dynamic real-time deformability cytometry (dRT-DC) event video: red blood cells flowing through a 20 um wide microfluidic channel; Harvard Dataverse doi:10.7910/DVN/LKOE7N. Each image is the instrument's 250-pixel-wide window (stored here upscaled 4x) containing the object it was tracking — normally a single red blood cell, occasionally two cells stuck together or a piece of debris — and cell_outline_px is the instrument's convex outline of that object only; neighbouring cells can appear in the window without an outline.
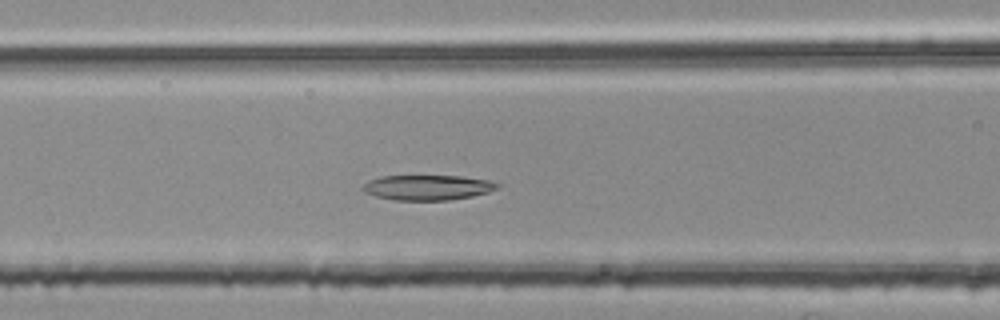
{"species": "common noctule bat (a hibernating species)", "species_latin": "Nyctalus noctula", "temperature_condition": "room temperature", "stored_images_in_passage": 47, "segment_of_instrument_passage": [2, 2], "camera_frame_rate_fps": 3000, "um_per_image_px": 0.085, "animal": {"sex": "female", "body_mass_g": 25.1}, "frame": {"image": 1, "passage_image": 19, "time_ms": 6.0, "image_size_px": [1000, 320], "cell_outline_px": [[500, 188], [488, 192], [472, 196], [452, 200], [392, 200], [376, 196], [364, 192], [360, 188], [368, 180], [380, 176], [460, 176], [488, 180], [500, 184]], "centroid_in_image_um": [36.33, 15.94], "position_along_channel_um": 130.3, "area_um2": 19.83}}